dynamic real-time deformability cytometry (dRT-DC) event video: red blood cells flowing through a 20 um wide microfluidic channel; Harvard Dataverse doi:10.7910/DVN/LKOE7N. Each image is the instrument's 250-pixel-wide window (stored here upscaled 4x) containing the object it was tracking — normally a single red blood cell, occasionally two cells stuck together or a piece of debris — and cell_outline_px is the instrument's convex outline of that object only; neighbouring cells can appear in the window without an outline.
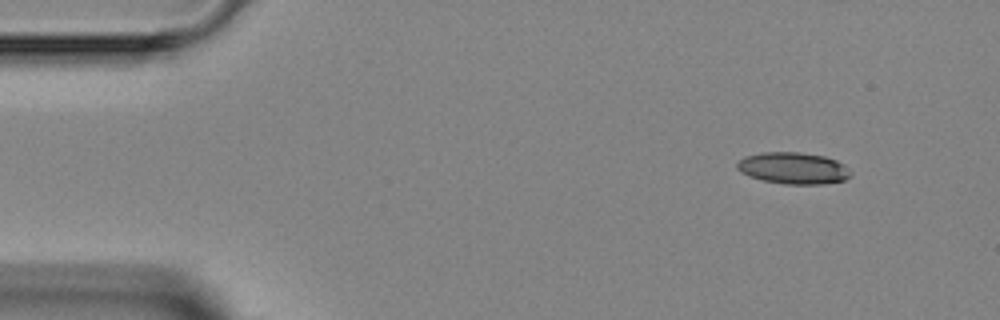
{"species": "Egyptian fruit bat (a non-hibernating species)", "species_latin": "Rousettus aegyptiacus", "temperature_condition": "room temperature", "stored_images_in_passage": 3, "camera_frame_rate_fps": 3000, "um_per_image_px": 0.085, "animal": {"sex": "female"}, "frame": {"image": 1, "passage_image": 1, "time_ms": 0.0, "image_size_px": [1000, 320], "cell_outline_px": [[852, 176], [844, 180], [824, 184], [784, 184], [764, 180], [748, 176], [740, 172], [736, 168], [736, 164], [744, 156], [764, 152], [800, 152], [824, 156], [836, 160], [844, 164], [852, 172]], "centroid_in_image_um": [67.44, 14.29], "position_along_channel_um": 17.6, "area_um2": 21.1}}